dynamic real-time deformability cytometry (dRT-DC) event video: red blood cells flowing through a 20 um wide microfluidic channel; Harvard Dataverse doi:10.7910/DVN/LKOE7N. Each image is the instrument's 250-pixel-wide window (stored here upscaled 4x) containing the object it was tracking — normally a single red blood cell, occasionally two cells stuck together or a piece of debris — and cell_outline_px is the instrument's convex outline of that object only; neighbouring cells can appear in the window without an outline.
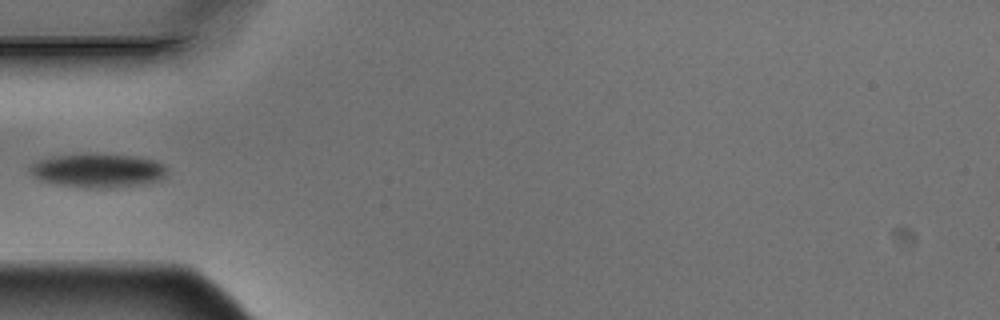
{"species": "Egyptian fruit bat (a non-hibernating species)", "species_latin": "Rousettus aegyptiacus", "temperature_condition": "warm", "stored_images_in_passage": 4, "camera_frame_rate_fps": 3000, "um_per_image_px": 0.085, "animal": {"sex": "male"}, "frame": {"image": 1, "passage_image": 4, "time_ms": 1.0, "image_size_px": [1000, 320], "cell_outline_px": [[168, 176], [164, 180], [152, 184], [108, 188], [84, 188], [60, 184], [40, 180], [32, 176], [28, 168], [36, 160], [52, 156], [136, 156], [152, 160], [164, 164], [168, 168]], "centroid_in_image_um": [8.41, 14.55], "position_along_channel_um": 76.6, "area_um2": 26.93}}